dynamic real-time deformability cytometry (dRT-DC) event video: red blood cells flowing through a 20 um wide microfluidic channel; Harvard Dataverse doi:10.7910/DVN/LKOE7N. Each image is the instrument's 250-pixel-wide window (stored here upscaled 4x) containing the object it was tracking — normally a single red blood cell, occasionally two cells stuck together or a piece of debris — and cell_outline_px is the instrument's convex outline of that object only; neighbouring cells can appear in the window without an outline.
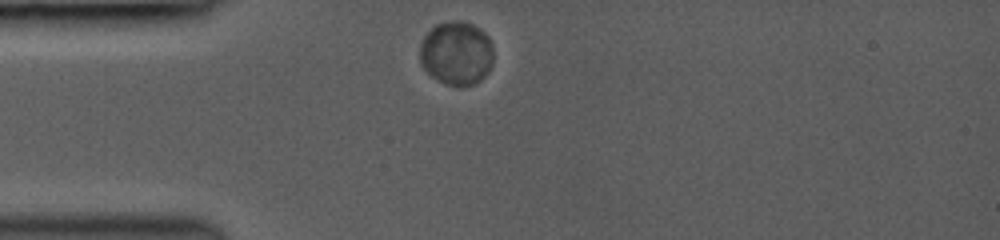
{"species": "common noctule bat (a hibernating species)", "species_latin": "Nyctalus noctula", "temperature_condition": "room temperature", "stored_images_in_passage": 3, "camera_frame_rate_fps": 3000, "um_per_image_px": 0.085, "animal": {"sex": "female", "body_mass_g": 19.0, "forearm_length_mm": 53.3}, "frame": {"image": 1, "passage_image": 1, "time_ms": 0.0, "image_size_px": [1000, 240], "cell_outline_px": [[492, 64], [488, 72], [480, 80], [472, 84], [460, 88], [448, 84], [432, 76], [420, 64], [420, 40], [436, 24], [448, 20], [464, 20], [480, 28], [488, 36], [492, 44]], "centroid_in_image_um": [38.8, 4.5], "position_along_channel_um": 46.2, "area_um2": 27.63}}